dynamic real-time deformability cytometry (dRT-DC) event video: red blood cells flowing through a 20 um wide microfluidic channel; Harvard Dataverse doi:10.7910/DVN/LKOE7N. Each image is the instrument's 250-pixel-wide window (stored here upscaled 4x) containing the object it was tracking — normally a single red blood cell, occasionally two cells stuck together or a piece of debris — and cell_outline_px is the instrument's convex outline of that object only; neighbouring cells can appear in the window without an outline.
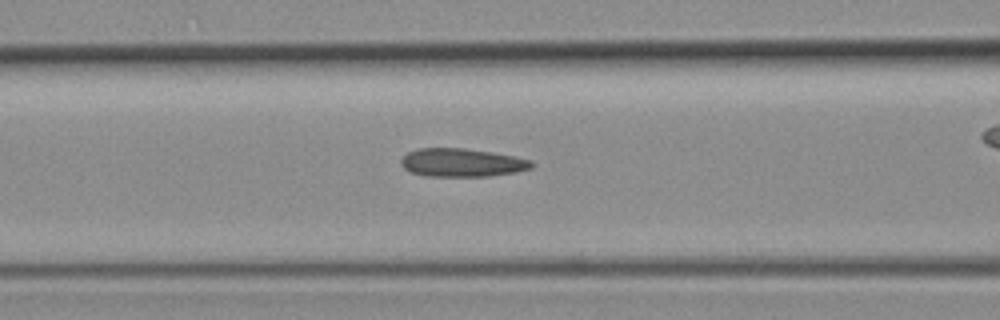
{"species": "common noctule bat (a hibernating species)", "species_latin": "Nyctalus noctula", "temperature_condition": "room temperature", "stored_images_in_passage": 25, "camera_frame_rate_fps": 3000, "um_per_image_px": 0.085, "animal": {"sex": "female", "body_mass_g": 19.3, "forearm_length_mm": 54.1}, "frame": {"image": 1, "passage_image": 6, "time_ms": 1.667, "image_size_px": [1000, 320], "cell_outline_px": [[532, 164], [524, 168], [508, 172], [468, 176], [460, 176], [416, 172], [408, 168], [404, 164], [404, 156], [412, 152], [428, 148], [448, 148], [480, 152], [504, 156], [524, 160]], "centroid_in_image_um": [39.17, 13.81], "position_along_channel_um": 127.4, "area_um2": 18.44}}
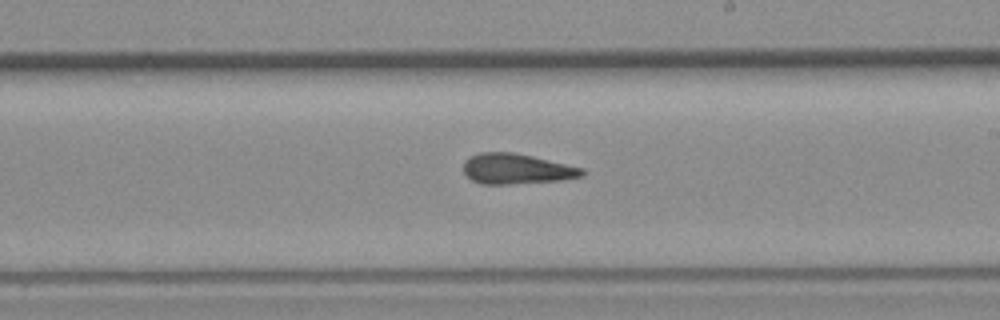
{"frame": {"image": 2, "passage_image": 14, "time_ms": 4.333, "image_size_px": [1000, 320], "cell_outline_px": [[584, 172], [576, 176], [548, 180], [476, 180], [468, 176], [464, 168], [464, 164], [468, 160], [476, 156], [500, 152], [524, 156], [580, 168]], "centroid_in_image_um": [43.89, 14.3], "position_along_channel_um": 245.1, "area_um2": 17.28}}
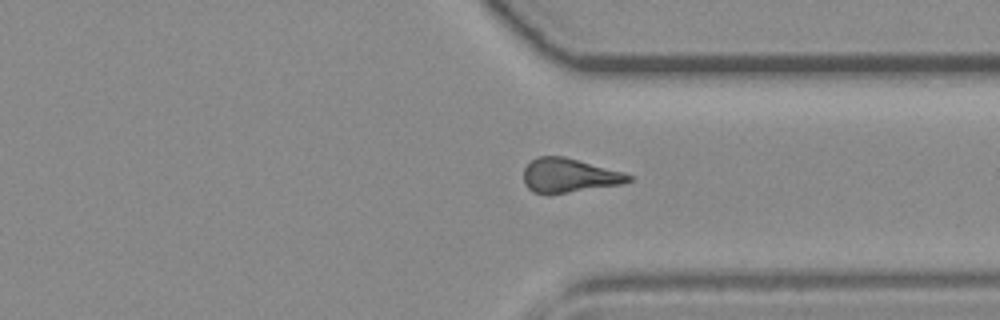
{"frame": {"image": 3, "passage_image": 22, "time_ms": 7.0, "image_size_px": [1000, 320], "cell_outline_px": [[632, 180], [616, 184], [560, 192], [536, 192], [524, 180], [524, 172], [528, 164], [532, 160], [544, 156], [556, 156], [572, 160], [632, 176]], "centroid_in_image_um": [48.3, 14.9], "position_along_channel_um": 363.1, "area_um2": 18.67}}